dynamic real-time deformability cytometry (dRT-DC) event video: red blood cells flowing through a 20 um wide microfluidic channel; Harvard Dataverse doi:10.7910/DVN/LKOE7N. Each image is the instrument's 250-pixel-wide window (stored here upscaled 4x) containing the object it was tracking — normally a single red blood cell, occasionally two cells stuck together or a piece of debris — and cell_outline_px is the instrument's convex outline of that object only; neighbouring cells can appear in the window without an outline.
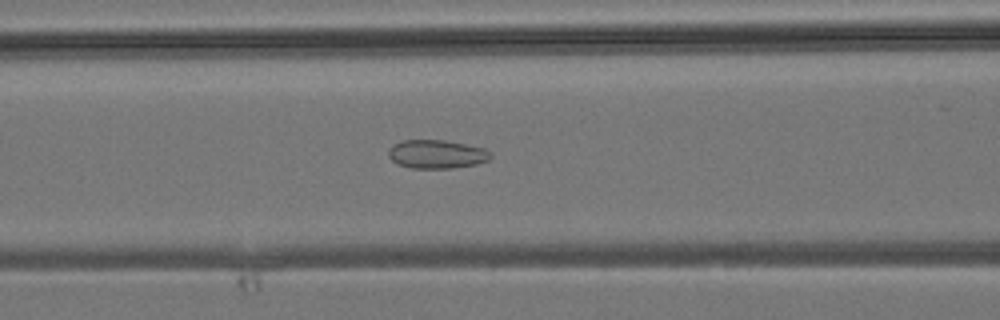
{"species": "common noctule bat (a hibernating species)", "species_latin": "Nyctalus noctula", "temperature_condition": "room temperature", "stored_images_in_passage": 32, "camera_frame_rate_fps": 3000, "um_per_image_px": 0.085, "animal": {"sex": "male", "body_mass_g": 19.2, "forearm_length_mm": 51.8}, "frame": {"image": 1, "passage_image": 5, "time_ms": 1.333, "image_size_px": [1000, 320], "cell_outline_px": [[492, 156], [488, 160], [476, 164], [452, 168], [412, 168], [400, 164], [392, 160], [388, 156], [388, 148], [392, 144], [400, 140], [444, 140], [484, 148], [492, 152]], "centroid_in_image_um": [37.1, 13.09], "position_along_channel_um": 129.5, "area_um2": 17.05}}
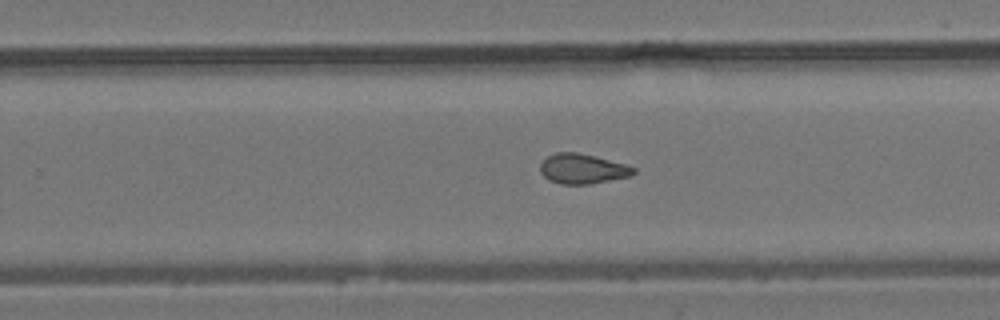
{"frame": {"image": 2, "passage_image": 15, "time_ms": 4.667, "image_size_px": [1000, 320], "cell_outline_px": [[636, 172], [632, 176], [588, 184], [560, 184], [548, 180], [540, 172], [540, 164], [548, 156], [556, 152], [576, 152], [596, 156], [624, 164], [636, 168]], "centroid_in_image_um": [49.51, 14.35], "position_along_channel_um": 280.3, "area_um2": 16.3}}
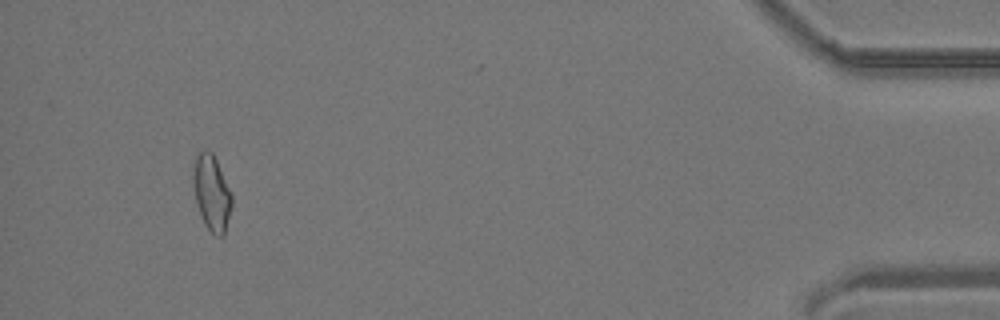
{"frame": {"image": 3, "passage_image": 29, "time_ms": 9.333, "image_size_px": [1000, 320], "cell_outline_px": [[232, 208], [224, 236], [216, 236], [204, 224], [196, 200], [192, 180], [192, 176], [196, 156], [204, 148], [212, 152], [216, 160], [232, 196]], "centroid_in_image_um": [17.99, 16.4], "position_along_channel_um": 417.2, "area_um2": 16.82}}